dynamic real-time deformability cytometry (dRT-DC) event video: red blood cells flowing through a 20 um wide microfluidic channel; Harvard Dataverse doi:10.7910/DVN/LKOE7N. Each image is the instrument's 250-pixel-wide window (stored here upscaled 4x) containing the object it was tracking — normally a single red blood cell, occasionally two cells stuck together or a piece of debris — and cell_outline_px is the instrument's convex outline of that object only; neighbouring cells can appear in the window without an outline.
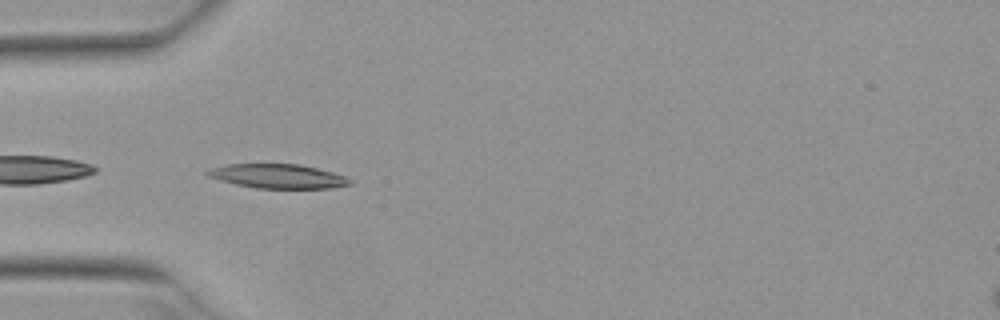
{"species": "Egyptian fruit bat (a non-hibernating species)", "species_latin": "Rousettus aegyptiacus", "temperature_condition": "warm", "stored_images_in_passage": 5, "camera_frame_rate_fps": 3000, "um_per_image_px": 0.085, "animal": {"sex": "female"}, "frame": {"image": 1, "passage_image": 5, "time_ms": 1.333, "image_size_px": [1000, 320], "cell_outline_px": [[352, 184], [332, 188], [256, 188], [236, 184], [220, 180], [208, 176], [204, 172], [208, 168], [228, 164], [300, 164], [332, 172], [344, 176]], "centroid_in_image_um": [23.56, 14.97], "position_along_channel_um": 61.4, "area_um2": 19.94}}